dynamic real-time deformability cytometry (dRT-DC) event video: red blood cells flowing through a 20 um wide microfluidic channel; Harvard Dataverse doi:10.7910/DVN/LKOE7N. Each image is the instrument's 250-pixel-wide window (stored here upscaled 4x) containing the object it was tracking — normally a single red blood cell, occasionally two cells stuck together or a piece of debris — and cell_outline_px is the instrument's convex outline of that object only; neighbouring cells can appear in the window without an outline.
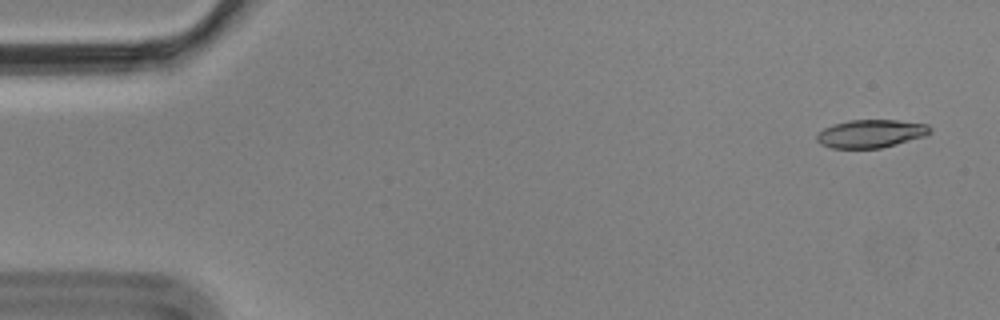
{"species": "Egyptian fruit bat (a non-hibernating species)", "species_latin": "Rousettus aegyptiacus", "temperature_condition": "cold", "stored_images_in_passage": 5, "camera_frame_rate_fps": 3000, "um_per_image_px": 0.085, "animal": {"sex": "male"}, "frame": {"image": 1, "passage_image": 1, "time_ms": 0.0, "image_size_px": [1000, 320], "cell_outline_px": [[932, 132], [924, 136], [896, 144], [880, 148], [832, 148], [820, 144], [816, 140], [816, 132], [824, 128], [848, 120], [896, 120], [928, 124], [932, 128]], "centroid_in_image_um": [74.01, 11.36], "position_along_channel_um": 11.0, "area_um2": 18.55}}